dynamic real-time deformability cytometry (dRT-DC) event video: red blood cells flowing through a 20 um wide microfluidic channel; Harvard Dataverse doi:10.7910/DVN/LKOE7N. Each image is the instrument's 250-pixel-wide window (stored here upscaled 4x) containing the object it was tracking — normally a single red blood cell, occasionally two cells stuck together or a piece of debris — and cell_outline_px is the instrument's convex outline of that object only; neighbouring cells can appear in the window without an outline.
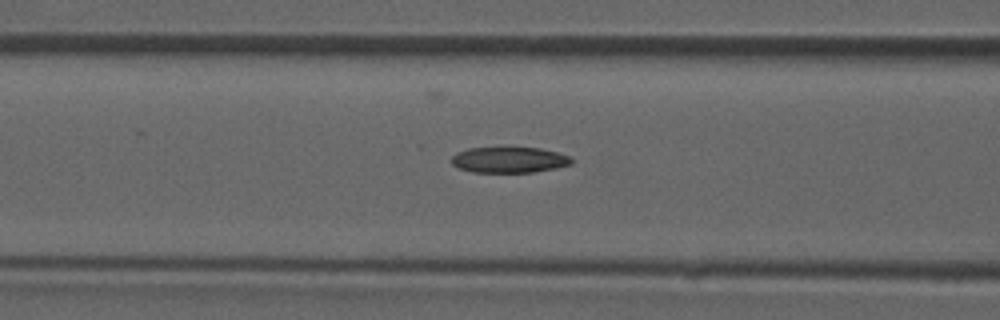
{"species": "common noctule bat (a hibernating species)", "species_latin": "Nyctalus noctula", "temperature_condition": "room temperature", "stored_images_in_passage": 35, "camera_frame_rate_fps": 3000, "um_per_image_px": 0.085, "animal": {"sex": "male", "forearm_length_mm": 52.5}, "frame": {"image": 1, "passage_image": 6, "time_ms": 1.667, "image_size_px": [1000, 320], "cell_outline_px": [[576, 160], [572, 164], [556, 168], [532, 172], [472, 172], [460, 168], [452, 164], [452, 156], [456, 152], [468, 148], [540, 148], [556, 152], [568, 156]], "centroid_in_image_um": [43.3, 13.59], "position_along_channel_um": 123.3, "area_um2": 17.98}}
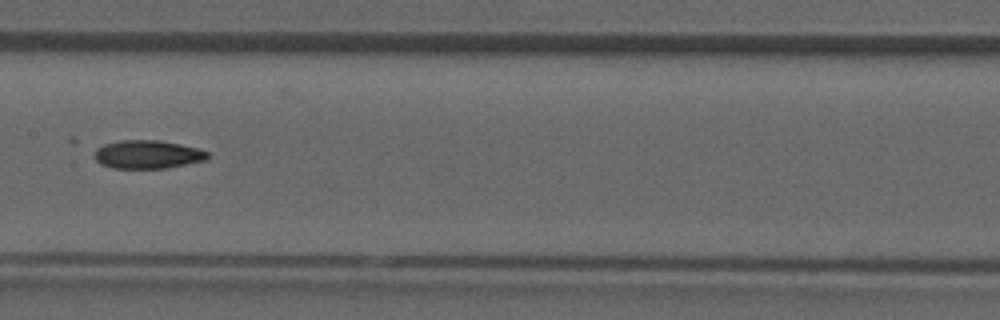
{"frame": {"image": 2, "passage_image": 11, "time_ms": 3.333, "image_size_px": [1000, 320], "cell_outline_px": [[212, 156], [208, 160], [164, 168], [112, 168], [100, 164], [92, 156], [96, 148], [104, 144], [120, 140], [156, 140], [180, 144], [196, 148], [208, 152]], "centroid_in_image_um": [12.53, 13.13], "position_along_channel_um": 194.9, "area_um2": 18.84}}